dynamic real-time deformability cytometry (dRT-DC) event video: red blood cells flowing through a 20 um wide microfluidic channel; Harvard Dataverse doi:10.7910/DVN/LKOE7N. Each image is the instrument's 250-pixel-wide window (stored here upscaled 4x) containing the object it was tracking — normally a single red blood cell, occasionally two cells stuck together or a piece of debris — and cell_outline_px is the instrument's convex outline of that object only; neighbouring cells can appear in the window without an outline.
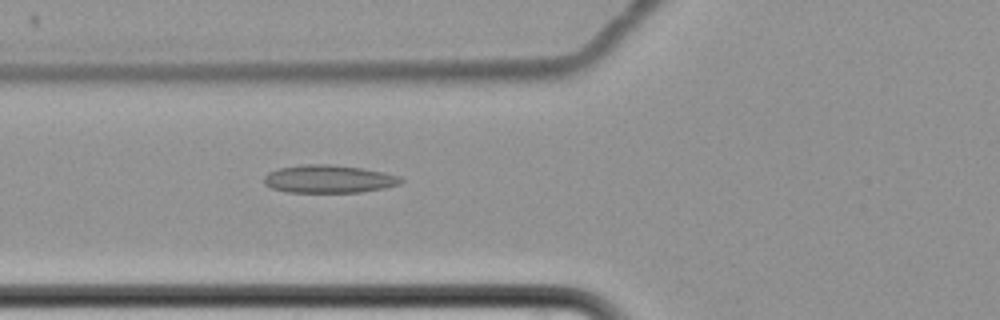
{"species": "common noctule bat (a hibernating species)", "species_latin": "Nyctalus noctula", "temperature_condition": "cold", "stored_images_in_passage": 7, "camera_frame_rate_fps": 3000, "um_per_image_px": 0.085, "animal": {"sex": "female", "body_mass_g": 22.7, "forearm_length_mm": 54.2}, "frame": {"image": 1, "passage_image": 7, "time_ms": 7.0, "image_size_px": [1000, 320], "cell_outline_px": [[404, 180], [400, 184], [384, 188], [360, 192], [288, 192], [272, 188], [264, 184], [264, 176], [268, 172], [280, 168], [300, 164], [328, 164], [364, 168], [384, 172], [400, 176]], "centroid_in_image_um": [27.96, 15.21], "position_along_channel_um": 97.8, "area_um2": 22.37}}